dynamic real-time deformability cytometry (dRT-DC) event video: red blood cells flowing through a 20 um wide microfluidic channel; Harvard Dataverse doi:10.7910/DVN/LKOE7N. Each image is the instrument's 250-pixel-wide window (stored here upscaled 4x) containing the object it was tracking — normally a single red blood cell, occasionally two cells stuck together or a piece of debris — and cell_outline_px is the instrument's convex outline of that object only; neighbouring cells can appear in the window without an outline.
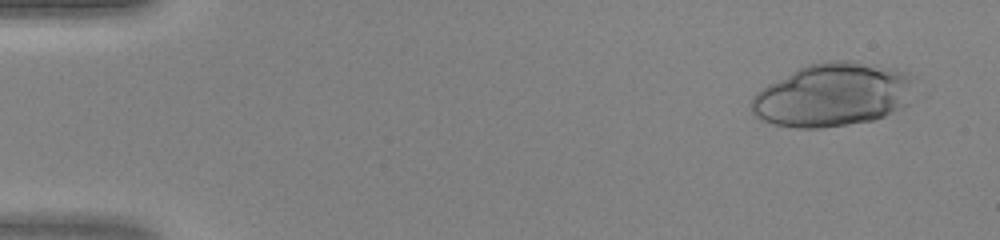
{"species": "human", "species_latin": "Homo sapiens", "temperature_condition": "warm", "stored_images_in_passage": 29, "camera_frame_rate_fps": 3000, "um_per_image_px": 0.085, "donor": {"sex": "female"}, "frame": {"image": 1, "passage_image": 3, "time_ms": 0.667, "image_size_px": [1000, 240], "cell_outline_px": [[916, 76], [908, 104], [884, 116], [872, 120], [848, 124], [820, 128], [796, 128], [776, 124], [760, 120], [752, 112], [748, 104], [752, 96], [760, 88], [808, 64], [828, 60], [856, 60], [880, 64], [896, 68], [908, 72]], "centroid_in_image_um": [70.81, 8.03], "position_along_channel_um": 14.2, "area_um2": 61.09}}